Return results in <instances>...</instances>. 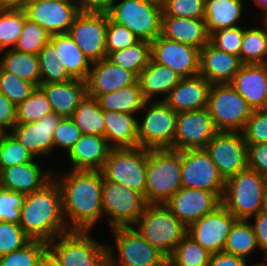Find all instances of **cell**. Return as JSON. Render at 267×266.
<instances>
[{"instance_id": "60", "label": "cell", "mask_w": 267, "mask_h": 266, "mask_svg": "<svg viewBox=\"0 0 267 266\" xmlns=\"http://www.w3.org/2000/svg\"><path fill=\"white\" fill-rule=\"evenodd\" d=\"M34 0H0V6L7 8H24Z\"/></svg>"}, {"instance_id": "49", "label": "cell", "mask_w": 267, "mask_h": 266, "mask_svg": "<svg viewBox=\"0 0 267 266\" xmlns=\"http://www.w3.org/2000/svg\"><path fill=\"white\" fill-rule=\"evenodd\" d=\"M31 240L19 223L0 221V257L23 248Z\"/></svg>"}, {"instance_id": "26", "label": "cell", "mask_w": 267, "mask_h": 266, "mask_svg": "<svg viewBox=\"0 0 267 266\" xmlns=\"http://www.w3.org/2000/svg\"><path fill=\"white\" fill-rule=\"evenodd\" d=\"M111 149L104 136L82 134L66 159L72 164L70 170L101 171Z\"/></svg>"}, {"instance_id": "50", "label": "cell", "mask_w": 267, "mask_h": 266, "mask_svg": "<svg viewBox=\"0 0 267 266\" xmlns=\"http://www.w3.org/2000/svg\"><path fill=\"white\" fill-rule=\"evenodd\" d=\"M245 28L246 25L217 30L210 34L209 42L224 52L239 56Z\"/></svg>"}, {"instance_id": "52", "label": "cell", "mask_w": 267, "mask_h": 266, "mask_svg": "<svg viewBox=\"0 0 267 266\" xmlns=\"http://www.w3.org/2000/svg\"><path fill=\"white\" fill-rule=\"evenodd\" d=\"M242 133L246 144L267 143V109L253 110Z\"/></svg>"}, {"instance_id": "56", "label": "cell", "mask_w": 267, "mask_h": 266, "mask_svg": "<svg viewBox=\"0 0 267 266\" xmlns=\"http://www.w3.org/2000/svg\"><path fill=\"white\" fill-rule=\"evenodd\" d=\"M16 124V106L0 92V131L10 132Z\"/></svg>"}, {"instance_id": "18", "label": "cell", "mask_w": 267, "mask_h": 266, "mask_svg": "<svg viewBox=\"0 0 267 266\" xmlns=\"http://www.w3.org/2000/svg\"><path fill=\"white\" fill-rule=\"evenodd\" d=\"M237 218L222 204L187 228V234L210 254L224 250L227 236Z\"/></svg>"}, {"instance_id": "12", "label": "cell", "mask_w": 267, "mask_h": 266, "mask_svg": "<svg viewBox=\"0 0 267 266\" xmlns=\"http://www.w3.org/2000/svg\"><path fill=\"white\" fill-rule=\"evenodd\" d=\"M147 165V148L111 149L101 171L106 180L124 185L144 196Z\"/></svg>"}, {"instance_id": "39", "label": "cell", "mask_w": 267, "mask_h": 266, "mask_svg": "<svg viewBox=\"0 0 267 266\" xmlns=\"http://www.w3.org/2000/svg\"><path fill=\"white\" fill-rule=\"evenodd\" d=\"M243 64H267V33L261 27H246L239 55Z\"/></svg>"}, {"instance_id": "2", "label": "cell", "mask_w": 267, "mask_h": 266, "mask_svg": "<svg viewBox=\"0 0 267 266\" xmlns=\"http://www.w3.org/2000/svg\"><path fill=\"white\" fill-rule=\"evenodd\" d=\"M19 225L32 240L46 242L69 232L62 212L61 191L54 178L25 195Z\"/></svg>"}, {"instance_id": "38", "label": "cell", "mask_w": 267, "mask_h": 266, "mask_svg": "<svg viewBox=\"0 0 267 266\" xmlns=\"http://www.w3.org/2000/svg\"><path fill=\"white\" fill-rule=\"evenodd\" d=\"M107 59L138 76L151 59V42L140 40L130 47L111 52Z\"/></svg>"}, {"instance_id": "37", "label": "cell", "mask_w": 267, "mask_h": 266, "mask_svg": "<svg viewBox=\"0 0 267 266\" xmlns=\"http://www.w3.org/2000/svg\"><path fill=\"white\" fill-rule=\"evenodd\" d=\"M71 119L82 134L105 135L103 110L94 97L86 95L73 112Z\"/></svg>"}, {"instance_id": "11", "label": "cell", "mask_w": 267, "mask_h": 266, "mask_svg": "<svg viewBox=\"0 0 267 266\" xmlns=\"http://www.w3.org/2000/svg\"><path fill=\"white\" fill-rule=\"evenodd\" d=\"M103 216L110 228L134 226L146 205L144 196L103 176Z\"/></svg>"}, {"instance_id": "16", "label": "cell", "mask_w": 267, "mask_h": 266, "mask_svg": "<svg viewBox=\"0 0 267 266\" xmlns=\"http://www.w3.org/2000/svg\"><path fill=\"white\" fill-rule=\"evenodd\" d=\"M218 132L207 108L178 112L173 150L204 149Z\"/></svg>"}, {"instance_id": "28", "label": "cell", "mask_w": 267, "mask_h": 266, "mask_svg": "<svg viewBox=\"0 0 267 266\" xmlns=\"http://www.w3.org/2000/svg\"><path fill=\"white\" fill-rule=\"evenodd\" d=\"M181 79L172 69L151 58L139 73L137 81L143 98L146 101H155L164 100Z\"/></svg>"}, {"instance_id": "24", "label": "cell", "mask_w": 267, "mask_h": 266, "mask_svg": "<svg viewBox=\"0 0 267 266\" xmlns=\"http://www.w3.org/2000/svg\"><path fill=\"white\" fill-rule=\"evenodd\" d=\"M230 85L253 110L267 109V64H243Z\"/></svg>"}, {"instance_id": "22", "label": "cell", "mask_w": 267, "mask_h": 266, "mask_svg": "<svg viewBox=\"0 0 267 266\" xmlns=\"http://www.w3.org/2000/svg\"><path fill=\"white\" fill-rule=\"evenodd\" d=\"M137 79L138 76L133 72L115 65L105 58L91 64L86 79L87 95L97 98L102 94L135 84Z\"/></svg>"}, {"instance_id": "21", "label": "cell", "mask_w": 267, "mask_h": 266, "mask_svg": "<svg viewBox=\"0 0 267 266\" xmlns=\"http://www.w3.org/2000/svg\"><path fill=\"white\" fill-rule=\"evenodd\" d=\"M61 119L52 112L34 123H17L10 133L35 158L49 157L54 152L53 133Z\"/></svg>"}, {"instance_id": "44", "label": "cell", "mask_w": 267, "mask_h": 266, "mask_svg": "<svg viewBox=\"0 0 267 266\" xmlns=\"http://www.w3.org/2000/svg\"><path fill=\"white\" fill-rule=\"evenodd\" d=\"M48 251V242L31 240L23 248L0 257V266H40Z\"/></svg>"}, {"instance_id": "45", "label": "cell", "mask_w": 267, "mask_h": 266, "mask_svg": "<svg viewBox=\"0 0 267 266\" xmlns=\"http://www.w3.org/2000/svg\"><path fill=\"white\" fill-rule=\"evenodd\" d=\"M35 157L10 132L0 136V171L33 161Z\"/></svg>"}, {"instance_id": "66", "label": "cell", "mask_w": 267, "mask_h": 266, "mask_svg": "<svg viewBox=\"0 0 267 266\" xmlns=\"http://www.w3.org/2000/svg\"><path fill=\"white\" fill-rule=\"evenodd\" d=\"M164 266H172L168 261Z\"/></svg>"}, {"instance_id": "31", "label": "cell", "mask_w": 267, "mask_h": 266, "mask_svg": "<svg viewBox=\"0 0 267 266\" xmlns=\"http://www.w3.org/2000/svg\"><path fill=\"white\" fill-rule=\"evenodd\" d=\"M105 135L112 149L136 148L138 142V116L103 110Z\"/></svg>"}, {"instance_id": "59", "label": "cell", "mask_w": 267, "mask_h": 266, "mask_svg": "<svg viewBox=\"0 0 267 266\" xmlns=\"http://www.w3.org/2000/svg\"><path fill=\"white\" fill-rule=\"evenodd\" d=\"M244 258L224 251L211 254L208 266H252Z\"/></svg>"}, {"instance_id": "1", "label": "cell", "mask_w": 267, "mask_h": 266, "mask_svg": "<svg viewBox=\"0 0 267 266\" xmlns=\"http://www.w3.org/2000/svg\"><path fill=\"white\" fill-rule=\"evenodd\" d=\"M59 174H53V178L61 191L62 212L68 230L91 231L103 218L102 171L67 169Z\"/></svg>"}, {"instance_id": "10", "label": "cell", "mask_w": 267, "mask_h": 266, "mask_svg": "<svg viewBox=\"0 0 267 266\" xmlns=\"http://www.w3.org/2000/svg\"><path fill=\"white\" fill-rule=\"evenodd\" d=\"M207 109L217 129L229 132H242L253 111L230 83L211 84Z\"/></svg>"}, {"instance_id": "3", "label": "cell", "mask_w": 267, "mask_h": 266, "mask_svg": "<svg viewBox=\"0 0 267 266\" xmlns=\"http://www.w3.org/2000/svg\"><path fill=\"white\" fill-rule=\"evenodd\" d=\"M181 187V151L148 149L145 201L165 204Z\"/></svg>"}, {"instance_id": "62", "label": "cell", "mask_w": 267, "mask_h": 266, "mask_svg": "<svg viewBox=\"0 0 267 266\" xmlns=\"http://www.w3.org/2000/svg\"><path fill=\"white\" fill-rule=\"evenodd\" d=\"M255 6L261 8L262 11H267V0H253Z\"/></svg>"}, {"instance_id": "36", "label": "cell", "mask_w": 267, "mask_h": 266, "mask_svg": "<svg viewBox=\"0 0 267 266\" xmlns=\"http://www.w3.org/2000/svg\"><path fill=\"white\" fill-rule=\"evenodd\" d=\"M258 250L260 251L251 221L237 219L227 236L223 251L248 260Z\"/></svg>"}, {"instance_id": "30", "label": "cell", "mask_w": 267, "mask_h": 266, "mask_svg": "<svg viewBox=\"0 0 267 266\" xmlns=\"http://www.w3.org/2000/svg\"><path fill=\"white\" fill-rule=\"evenodd\" d=\"M53 112L62 118H71L73 112L87 95V83L81 79H71L65 83L40 84Z\"/></svg>"}, {"instance_id": "4", "label": "cell", "mask_w": 267, "mask_h": 266, "mask_svg": "<svg viewBox=\"0 0 267 266\" xmlns=\"http://www.w3.org/2000/svg\"><path fill=\"white\" fill-rule=\"evenodd\" d=\"M267 177L246 168L226 179L222 205L237 219L249 220L262 211Z\"/></svg>"}, {"instance_id": "27", "label": "cell", "mask_w": 267, "mask_h": 266, "mask_svg": "<svg viewBox=\"0 0 267 266\" xmlns=\"http://www.w3.org/2000/svg\"><path fill=\"white\" fill-rule=\"evenodd\" d=\"M211 84L200 74L182 78L164 101L175 111L201 110L208 107Z\"/></svg>"}, {"instance_id": "8", "label": "cell", "mask_w": 267, "mask_h": 266, "mask_svg": "<svg viewBox=\"0 0 267 266\" xmlns=\"http://www.w3.org/2000/svg\"><path fill=\"white\" fill-rule=\"evenodd\" d=\"M108 14L140 40L152 42L161 35V0H115Z\"/></svg>"}, {"instance_id": "64", "label": "cell", "mask_w": 267, "mask_h": 266, "mask_svg": "<svg viewBox=\"0 0 267 266\" xmlns=\"http://www.w3.org/2000/svg\"><path fill=\"white\" fill-rule=\"evenodd\" d=\"M264 15V16H263ZM262 15V28L265 30V32L267 33V11L264 12V14Z\"/></svg>"}, {"instance_id": "13", "label": "cell", "mask_w": 267, "mask_h": 266, "mask_svg": "<svg viewBox=\"0 0 267 266\" xmlns=\"http://www.w3.org/2000/svg\"><path fill=\"white\" fill-rule=\"evenodd\" d=\"M225 183L226 180L205 149L181 151L182 187L211 191L222 200Z\"/></svg>"}, {"instance_id": "65", "label": "cell", "mask_w": 267, "mask_h": 266, "mask_svg": "<svg viewBox=\"0 0 267 266\" xmlns=\"http://www.w3.org/2000/svg\"><path fill=\"white\" fill-rule=\"evenodd\" d=\"M264 255V259L261 262H259V264L256 262L255 264L252 265H259V266H267V250L265 252L262 253Z\"/></svg>"}, {"instance_id": "19", "label": "cell", "mask_w": 267, "mask_h": 266, "mask_svg": "<svg viewBox=\"0 0 267 266\" xmlns=\"http://www.w3.org/2000/svg\"><path fill=\"white\" fill-rule=\"evenodd\" d=\"M29 20L43 27L50 35L68 33L79 13L73 2L34 0L24 8Z\"/></svg>"}, {"instance_id": "23", "label": "cell", "mask_w": 267, "mask_h": 266, "mask_svg": "<svg viewBox=\"0 0 267 266\" xmlns=\"http://www.w3.org/2000/svg\"><path fill=\"white\" fill-rule=\"evenodd\" d=\"M38 158L0 171V186L23 194L41 189L52 178L54 168L44 170ZM48 170V171H47Z\"/></svg>"}, {"instance_id": "29", "label": "cell", "mask_w": 267, "mask_h": 266, "mask_svg": "<svg viewBox=\"0 0 267 266\" xmlns=\"http://www.w3.org/2000/svg\"><path fill=\"white\" fill-rule=\"evenodd\" d=\"M161 36L202 49L209 42V33L204 19L161 17Z\"/></svg>"}, {"instance_id": "34", "label": "cell", "mask_w": 267, "mask_h": 266, "mask_svg": "<svg viewBox=\"0 0 267 266\" xmlns=\"http://www.w3.org/2000/svg\"><path fill=\"white\" fill-rule=\"evenodd\" d=\"M0 55V68L4 72L14 74L20 79L39 87L41 76L37 55L14 48L0 51Z\"/></svg>"}, {"instance_id": "9", "label": "cell", "mask_w": 267, "mask_h": 266, "mask_svg": "<svg viewBox=\"0 0 267 266\" xmlns=\"http://www.w3.org/2000/svg\"><path fill=\"white\" fill-rule=\"evenodd\" d=\"M141 113L142 117L138 119L139 147L173 150L178 113L164 100L145 101L139 116Z\"/></svg>"}, {"instance_id": "43", "label": "cell", "mask_w": 267, "mask_h": 266, "mask_svg": "<svg viewBox=\"0 0 267 266\" xmlns=\"http://www.w3.org/2000/svg\"><path fill=\"white\" fill-rule=\"evenodd\" d=\"M52 112L46 94L40 87H36L27 99L16 106V122L34 123Z\"/></svg>"}, {"instance_id": "58", "label": "cell", "mask_w": 267, "mask_h": 266, "mask_svg": "<svg viewBox=\"0 0 267 266\" xmlns=\"http://www.w3.org/2000/svg\"><path fill=\"white\" fill-rule=\"evenodd\" d=\"M254 229L260 252L267 250V213L260 211L249 219ZM253 220V223H252Z\"/></svg>"}, {"instance_id": "61", "label": "cell", "mask_w": 267, "mask_h": 266, "mask_svg": "<svg viewBox=\"0 0 267 266\" xmlns=\"http://www.w3.org/2000/svg\"><path fill=\"white\" fill-rule=\"evenodd\" d=\"M40 266H62L55 256L48 250L43 256Z\"/></svg>"}, {"instance_id": "42", "label": "cell", "mask_w": 267, "mask_h": 266, "mask_svg": "<svg viewBox=\"0 0 267 266\" xmlns=\"http://www.w3.org/2000/svg\"><path fill=\"white\" fill-rule=\"evenodd\" d=\"M211 254L186 234L167 261L172 266H208Z\"/></svg>"}, {"instance_id": "54", "label": "cell", "mask_w": 267, "mask_h": 266, "mask_svg": "<svg viewBox=\"0 0 267 266\" xmlns=\"http://www.w3.org/2000/svg\"><path fill=\"white\" fill-rule=\"evenodd\" d=\"M81 136L82 132L71 118H62L53 133L54 152L58 148L67 154Z\"/></svg>"}, {"instance_id": "25", "label": "cell", "mask_w": 267, "mask_h": 266, "mask_svg": "<svg viewBox=\"0 0 267 266\" xmlns=\"http://www.w3.org/2000/svg\"><path fill=\"white\" fill-rule=\"evenodd\" d=\"M243 63L237 55L214 47L210 42L200 50V71L210 84L230 83Z\"/></svg>"}, {"instance_id": "5", "label": "cell", "mask_w": 267, "mask_h": 266, "mask_svg": "<svg viewBox=\"0 0 267 266\" xmlns=\"http://www.w3.org/2000/svg\"><path fill=\"white\" fill-rule=\"evenodd\" d=\"M134 227L167 258L187 234V227L165 204H147Z\"/></svg>"}, {"instance_id": "47", "label": "cell", "mask_w": 267, "mask_h": 266, "mask_svg": "<svg viewBox=\"0 0 267 266\" xmlns=\"http://www.w3.org/2000/svg\"><path fill=\"white\" fill-rule=\"evenodd\" d=\"M36 89L33 83L22 80L14 74L4 72L0 68V92L15 106L27 99Z\"/></svg>"}, {"instance_id": "33", "label": "cell", "mask_w": 267, "mask_h": 266, "mask_svg": "<svg viewBox=\"0 0 267 266\" xmlns=\"http://www.w3.org/2000/svg\"><path fill=\"white\" fill-rule=\"evenodd\" d=\"M50 41L55 45L66 72L72 79L86 81L91 62L74 42L69 33L50 36Z\"/></svg>"}, {"instance_id": "48", "label": "cell", "mask_w": 267, "mask_h": 266, "mask_svg": "<svg viewBox=\"0 0 267 266\" xmlns=\"http://www.w3.org/2000/svg\"><path fill=\"white\" fill-rule=\"evenodd\" d=\"M162 16L204 19L205 0H161Z\"/></svg>"}, {"instance_id": "35", "label": "cell", "mask_w": 267, "mask_h": 266, "mask_svg": "<svg viewBox=\"0 0 267 266\" xmlns=\"http://www.w3.org/2000/svg\"><path fill=\"white\" fill-rule=\"evenodd\" d=\"M96 100L102 110L123 112L136 116L139 115L146 101L142 96L138 81L117 91L102 94Z\"/></svg>"}, {"instance_id": "7", "label": "cell", "mask_w": 267, "mask_h": 266, "mask_svg": "<svg viewBox=\"0 0 267 266\" xmlns=\"http://www.w3.org/2000/svg\"><path fill=\"white\" fill-rule=\"evenodd\" d=\"M91 231H69L48 242V250L62 266H108L107 244Z\"/></svg>"}, {"instance_id": "40", "label": "cell", "mask_w": 267, "mask_h": 266, "mask_svg": "<svg viewBox=\"0 0 267 266\" xmlns=\"http://www.w3.org/2000/svg\"><path fill=\"white\" fill-rule=\"evenodd\" d=\"M40 66V84L65 83L72 78L61 64L59 52L49 40L37 54Z\"/></svg>"}, {"instance_id": "51", "label": "cell", "mask_w": 267, "mask_h": 266, "mask_svg": "<svg viewBox=\"0 0 267 266\" xmlns=\"http://www.w3.org/2000/svg\"><path fill=\"white\" fill-rule=\"evenodd\" d=\"M105 41L108 56L111 52L136 44L140 39L125 26L119 25L108 18Z\"/></svg>"}, {"instance_id": "15", "label": "cell", "mask_w": 267, "mask_h": 266, "mask_svg": "<svg viewBox=\"0 0 267 266\" xmlns=\"http://www.w3.org/2000/svg\"><path fill=\"white\" fill-rule=\"evenodd\" d=\"M108 18L109 14L78 13L68 32L91 63L107 58Z\"/></svg>"}, {"instance_id": "57", "label": "cell", "mask_w": 267, "mask_h": 266, "mask_svg": "<svg viewBox=\"0 0 267 266\" xmlns=\"http://www.w3.org/2000/svg\"><path fill=\"white\" fill-rule=\"evenodd\" d=\"M115 0H73L79 13L108 14Z\"/></svg>"}, {"instance_id": "53", "label": "cell", "mask_w": 267, "mask_h": 266, "mask_svg": "<svg viewBox=\"0 0 267 266\" xmlns=\"http://www.w3.org/2000/svg\"><path fill=\"white\" fill-rule=\"evenodd\" d=\"M25 194L0 186V221L19 223Z\"/></svg>"}, {"instance_id": "14", "label": "cell", "mask_w": 267, "mask_h": 266, "mask_svg": "<svg viewBox=\"0 0 267 266\" xmlns=\"http://www.w3.org/2000/svg\"><path fill=\"white\" fill-rule=\"evenodd\" d=\"M204 149L225 180L247 168V144L242 132L219 131Z\"/></svg>"}, {"instance_id": "41", "label": "cell", "mask_w": 267, "mask_h": 266, "mask_svg": "<svg viewBox=\"0 0 267 266\" xmlns=\"http://www.w3.org/2000/svg\"><path fill=\"white\" fill-rule=\"evenodd\" d=\"M26 18L23 8L0 6V51L15 47Z\"/></svg>"}, {"instance_id": "32", "label": "cell", "mask_w": 267, "mask_h": 266, "mask_svg": "<svg viewBox=\"0 0 267 266\" xmlns=\"http://www.w3.org/2000/svg\"><path fill=\"white\" fill-rule=\"evenodd\" d=\"M243 0H205L204 20L209 35L239 25L244 12Z\"/></svg>"}, {"instance_id": "46", "label": "cell", "mask_w": 267, "mask_h": 266, "mask_svg": "<svg viewBox=\"0 0 267 266\" xmlns=\"http://www.w3.org/2000/svg\"><path fill=\"white\" fill-rule=\"evenodd\" d=\"M50 36L43 27L26 18L14 49L37 55L50 40Z\"/></svg>"}, {"instance_id": "20", "label": "cell", "mask_w": 267, "mask_h": 266, "mask_svg": "<svg viewBox=\"0 0 267 266\" xmlns=\"http://www.w3.org/2000/svg\"><path fill=\"white\" fill-rule=\"evenodd\" d=\"M222 204L211 191L181 187L165 205L188 228Z\"/></svg>"}, {"instance_id": "55", "label": "cell", "mask_w": 267, "mask_h": 266, "mask_svg": "<svg viewBox=\"0 0 267 266\" xmlns=\"http://www.w3.org/2000/svg\"><path fill=\"white\" fill-rule=\"evenodd\" d=\"M247 167L267 177V143L247 144Z\"/></svg>"}, {"instance_id": "17", "label": "cell", "mask_w": 267, "mask_h": 266, "mask_svg": "<svg viewBox=\"0 0 267 266\" xmlns=\"http://www.w3.org/2000/svg\"><path fill=\"white\" fill-rule=\"evenodd\" d=\"M151 58L172 69L181 78L199 75L200 49L159 35L151 42Z\"/></svg>"}, {"instance_id": "63", "label": "cell", "mask_w": 267, "mask_h": 266, "mask_svg": "<svg viewBox=\"0 0 267 266\" xmlns=\"http://www.w3.org/2000/svg\"><path fill=\"white\" fill-rule=\"evenodd\" d=\"M262 211L267 213V184H266L265 191H264Z\"/></svg>"}, {"instance_id": "6", "label": "cell", "mask_w": 267, "mask_h": 266, "mask_svg": "<svg viewBox=\"0 0 267 266\" xmlns=\"http://www.w3.org/2000/svg\"><path fill=\"white\" fill-rule=\"evenodd\" d=\"M110 231L114 244L107 243L108 266H164L167 263V257L146 241L134 226Z\"/></svg>"}]
</instances>
